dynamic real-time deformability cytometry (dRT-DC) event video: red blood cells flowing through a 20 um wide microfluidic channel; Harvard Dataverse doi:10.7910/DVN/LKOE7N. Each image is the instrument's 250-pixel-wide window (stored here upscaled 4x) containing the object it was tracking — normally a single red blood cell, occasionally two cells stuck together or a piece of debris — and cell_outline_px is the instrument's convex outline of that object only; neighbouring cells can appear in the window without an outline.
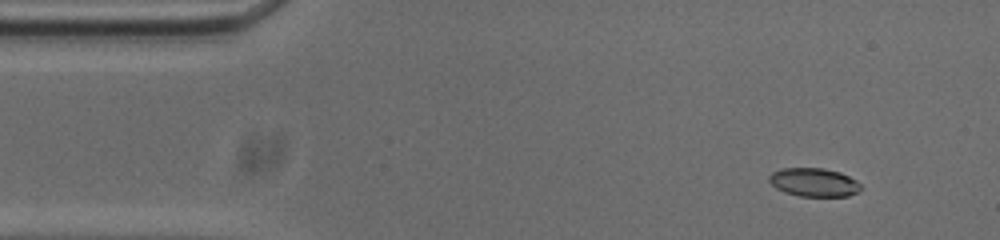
{"species": "common noctule bat (a hibernating species)", "species_latin": "Nyctalus noctula", "temperature_condition": "cold", "stored_images_in_passage": 50, "camera_frame_rate_fps": 3000, "um_per_image_px": 0.085, "animal": {"sex": "male", "body_mass_g": 20.0, "forearm_length_mm": 53.3}, "frame": {"image": 1, "passage_image": 1, "time_ms": 0.0, "image_size_px": [1000, 240], "cell_outline_px": [[860, 188], [856, 192], [848, 196], [800, 196], [784, 192], [776, 188], [768, 180], [768, 176], [772, 172], [784, 168], [824, 168], [840, 172], [856, 180], [860, 184]], "centroid_in_image_um": [69.16, 15.49], "position_along_channel_um": 15.8, "area_um2": 15.14}}
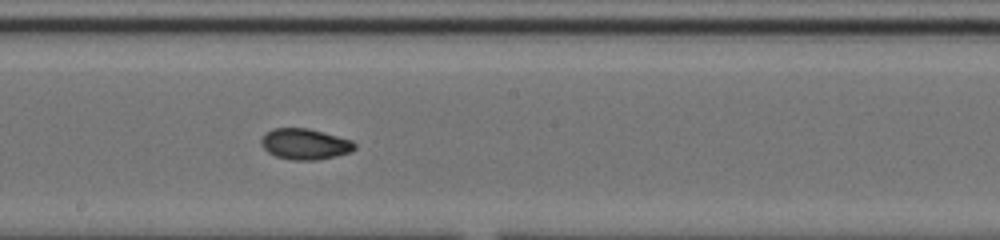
{"frame": {"image": 2, "passage_image": 24, "time_ms": 7.667, "image_size_px": [1000, 240], "cell_outline_px": [[356, 148], [352, 152], [336, 156], [316, 160], [292, 160], [276, 156], [268, 152], [260, 144], [260, 140], [272, 128], [308, 128], [352, 140], [356, 144]], "centroid_in_image_um": [25.94, 12.25], "position_along_channel_um": 222.3, "area_um2": 16.82}}
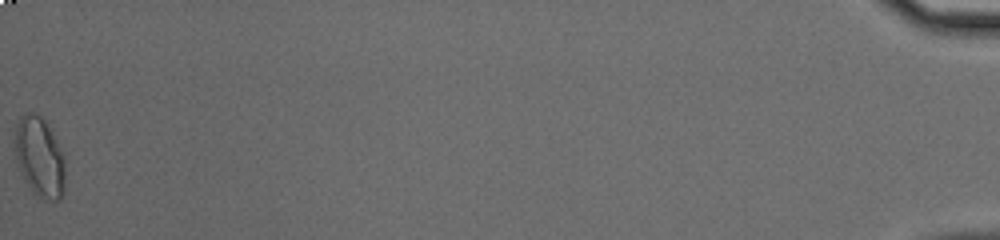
{"frame": {"image": 3, "passage_image": 50, "time_ms": 16.333, "image_size_px": [1000, 240], "cell_outline_px": [[64, 192], [60, 200], [44, 200], [36, 196], [32, 192], [24, 180], [16, 160], [16, 128], [20, 116], [24, 112], [36, 112], [44, 120], [52, 132], [64, 160]], "centroid_in_image_um": [3.36, 13.38], "position_along_channel_um": 431.8, "area_um2": 23.24}, "authors_computed_cell_mechanics": {"area_um2": 16.762, "velocity_mm_per_s": 3.7309, "shape_relaxation_time_tau1_ms": 5.1592, "shape_relaxation_time_tau2_ms": 2.3047, "deformation_change_tau1": 0.1641, "deformation_change_tau2": 0.0537}}